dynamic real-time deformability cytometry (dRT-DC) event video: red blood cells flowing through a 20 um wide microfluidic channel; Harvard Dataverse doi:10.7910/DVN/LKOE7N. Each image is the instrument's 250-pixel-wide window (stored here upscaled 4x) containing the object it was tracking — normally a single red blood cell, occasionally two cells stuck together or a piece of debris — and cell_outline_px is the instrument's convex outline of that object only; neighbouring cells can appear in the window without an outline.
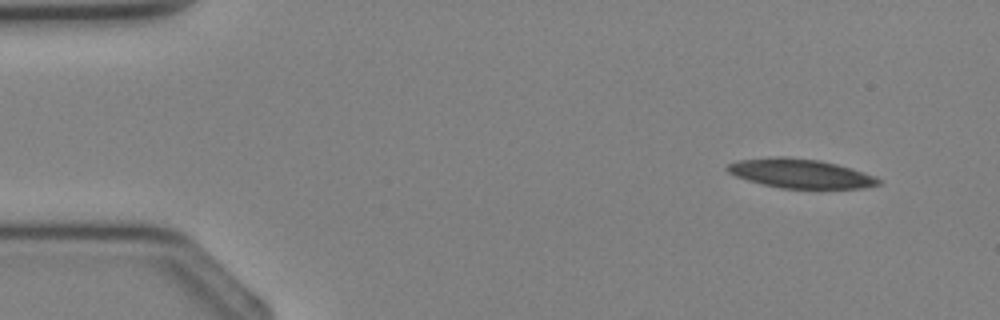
{"species": "Egyptian fruit bat (a non-hibernating species)", "species_latin": "Rousettus aegyptiacus", "temperature_condition": "cold", "stored_images_in_passage": 3, "camera_frame_rate_fps": 3000, "um_per_image_px": 0.085, "animal": {"sex": "female"}, "frame": {"image": 1, "passage_image": 1, "time_ms": 0.0, "image_size_px": [1000, 320], "cell_outline_px": [[880, 184], [864, 188], [780, 188], [748, 180], [736, 176], [728, 172], [724, 168], [728, 164], [740, 160], [776, 156], [784, 156], [820, 160], [836, 164], [876, 176], [880, 180]], "centroid_in_image_um": [68.02, 14.74], "position_along_channel_um": 17.0, "area_um2": 25.49}}
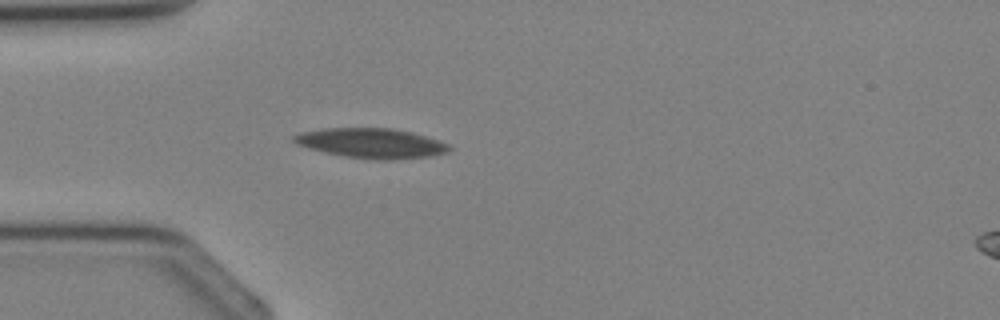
{"frame": {"image": 2, "passage_image": 3, "time_ms": 2.333, "image_size_px": [1000, 320], "cell_outline_px": [[452, 148], [448, 152], [432, 156], [388, 160], [380, 160], [344, 156], [324, 152], [308, 148], [296, 144], [292, 140], [292, 136], [300, 132], [324, 128], [392, 128], [412, 132], [440, 140], [448, 144]], "centroid_in_image_um": [31.57, 12.17], "position_along_channel_um": 53.4, "area_um2": 27.17}}